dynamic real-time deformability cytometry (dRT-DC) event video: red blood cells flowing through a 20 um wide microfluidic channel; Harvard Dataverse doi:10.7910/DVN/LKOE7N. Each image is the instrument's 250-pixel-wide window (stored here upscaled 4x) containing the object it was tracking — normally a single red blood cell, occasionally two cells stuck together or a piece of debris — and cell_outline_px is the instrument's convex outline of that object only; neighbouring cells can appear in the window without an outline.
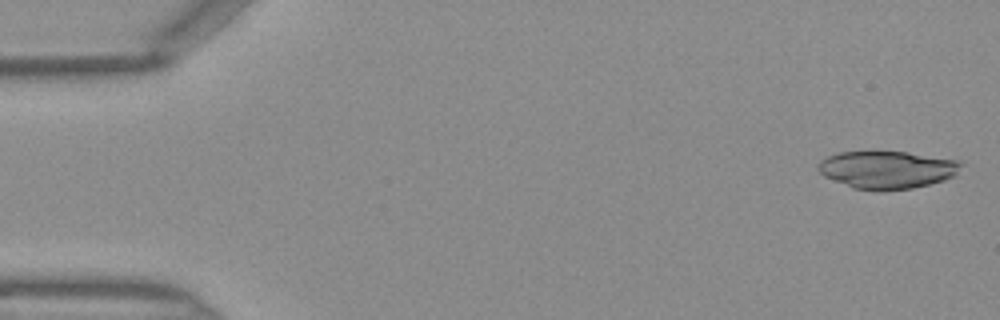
{"species": "Egyptian fruit bat (a non-hibernating species)", "species_latin": "Rousettus aegyptiacus", "temperature_condition": "warm", "stored_images_in_passage": 14, "camera_frame_rate_fps": 3000, "um_per_image_px": 0.085, "frame": {"image": 1, "passage_image": 1, "time_ms": 0.0, "image_size_px": [1000, 320], "cell_outline_px": [[964, 164], [956, 176], [944, 180], [912, 188], [880, 192], [876, 192], [852, 188], [824, 176], [816, 168], [816, 164], [820, 160], [836, 152], [872, 148], [908, 152], [960, 160]], "centroid_in_image_um": [75.37, 14.39], "position_along_channel_um": 9.6, "area_um2": 32.95}}